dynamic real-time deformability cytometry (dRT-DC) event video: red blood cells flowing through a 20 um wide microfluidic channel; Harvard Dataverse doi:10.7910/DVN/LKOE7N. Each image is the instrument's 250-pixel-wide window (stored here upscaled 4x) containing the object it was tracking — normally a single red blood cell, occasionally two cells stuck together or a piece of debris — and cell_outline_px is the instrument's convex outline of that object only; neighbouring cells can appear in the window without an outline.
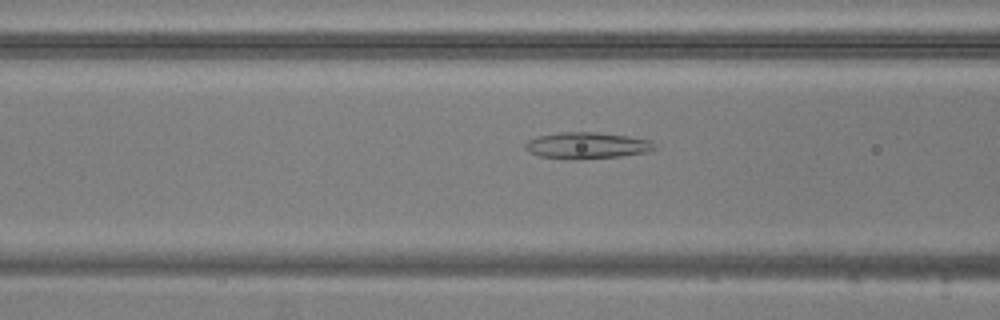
{"species": "common noctule bat (a hibernating species)", "species_latin": "Nyctalus noctula", "temperature_condition": "warm", "stored_images_in_passage": 52, "camera_frame_rate_fps": 3000, "um_per_image_px": 0.085, "animal": {"sex": "male", "body_mass_g": 20.5, "forearm_length_mm": 52.5}, "frame": {"image": 1, "passage_image": 19, "time_ms": 6.0, "image_size_px": [1000, 320], "cell_outline_px": [[656, 148], [648, 152], [620, 156], [576, 160], [572, 160], [540, 156], [524, 148], [524, 144], [528, 140], [536, 136], [560, 132], [596, 132], [628, 136], [652, 140]], "centroid_in_image_um": [49.89, 12.37], "position_along_channel_um": 116.7, "area_um2": 20.06}}
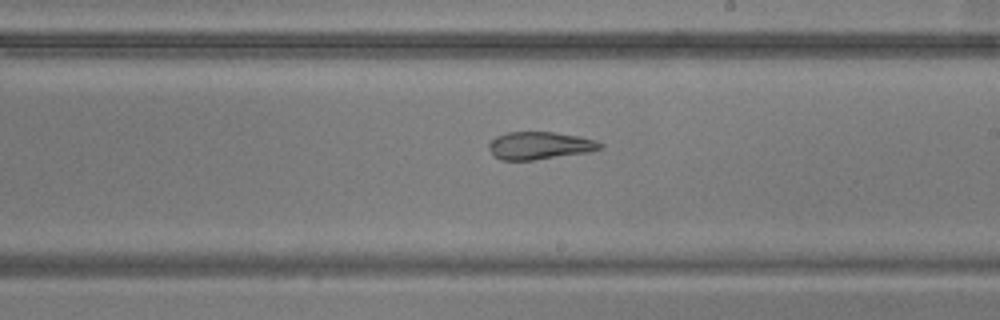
{"frame": {"image": 2, "passage_image": 29, "time_ms": 9.333, "image_size_px": [1000, 320], "cell_outline_px": [[604, 148], [588, 152], [532, 160], [500, 160], [488, 148], [488, 144], [496, 136], [508, 132], [552, 132], [580, 136], [596, 140], [604, 144]], "centroid_in_image_um": [45.91, 12.37], "position_along_channel_um": 243.1, "area_um2": 17.86}}
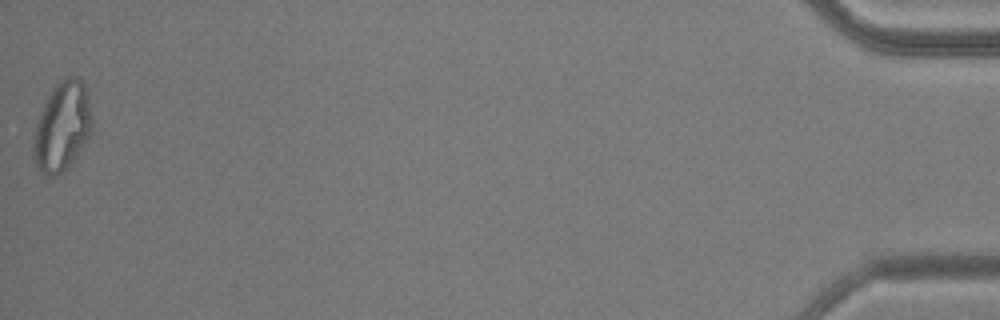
{"frame": {"image": 3, "passage_image": 52, "time_ms": 17.0, "image_size_px": [1000, 320], "cell_outline_px": [[92, 132], [76, 156], [56, 176], [44, 176], [40, 172], [32, 156], [32, 144], [36, 124], [40, 112], [52, 88], [64, 76], [76, 76], [84, 84], [92, 116]], "centroid_in_image_um": [5.26, 10.75], "position_along_channel_um": 429.9, "area_um2": 30.35}, "authors_computed_cell_mechanics": {"area_um2": 23.6691, "velocity_mm_per_s": 3.7973, "shape_relaxation_time_tau1_ms": null, "shape_relaxation_time_tau2_ms": 2.2418, "deformation_change_tau1": null, "deformation_change_tau2": 0.1118}}